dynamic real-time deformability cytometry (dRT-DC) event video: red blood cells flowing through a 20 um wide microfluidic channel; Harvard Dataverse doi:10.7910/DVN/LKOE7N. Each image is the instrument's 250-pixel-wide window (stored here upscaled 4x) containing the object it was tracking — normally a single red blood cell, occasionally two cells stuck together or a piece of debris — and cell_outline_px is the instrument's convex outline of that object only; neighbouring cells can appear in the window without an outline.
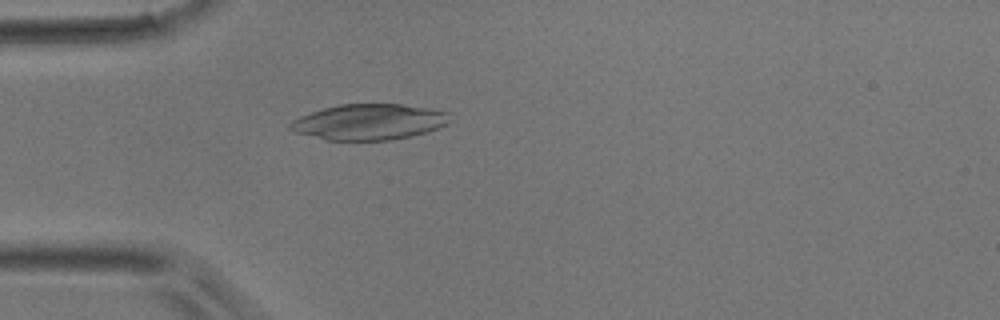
{"species": "common noctule bat (a hibernating species)", "species_latin": "Nyctalus noctula", "temperature_condition": "room temperature", "stored_images_in_passage": 50, "camera_frame_rate_fps": 3000, "um_per_image_px": 0.085, "animal": {"sex": "male", "body_mass_g": 17.9}, "frame": {"image": 1, "passage_image": 14, "time_ms": 4.333, "image_size_px": [1000, 320], "cell_outline_px": [[452, 120], [448, 124], [440, 128], [412, 136], [392, 140], [328, 140], [296, 132], [288, 128], [288, 124], [292, 120], [300, 116], [324, 108], [340, 104], [400, 104], [432, 108], [452, 112]], "centroid_in_image_um": [31.46, 10.36], "position_along_channel_um": 53.5, "area_um2": 33.64}}
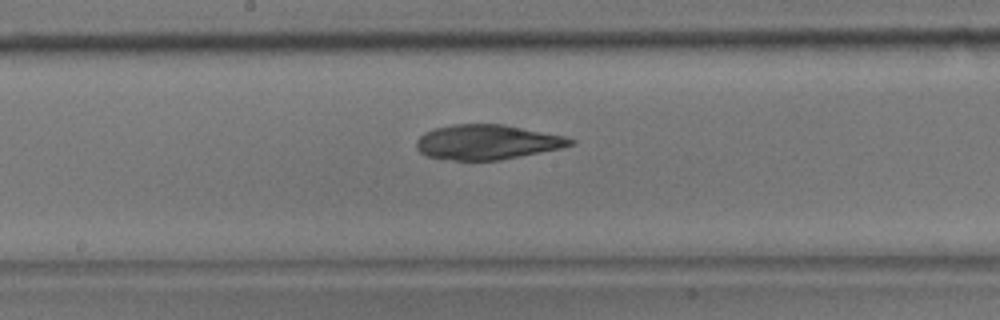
{"frame": {"image": 2, "passage_image": 26, "time_ms": 8.333, "image_size_px": [1000, 320], "cell_outline_px": [[576, 144], [564, 148], [500, 160], [452, 160], [428, 156], [420, 152], [416, 148], [416, 140], [424, 132], [432, 128], [452, 124], [504, 124], [564, 136], [576, 140]], "centroid_in_image_um": [41.42, 12.07], "position_along_channel_um": 206.8, "area_um2": 31.5}}
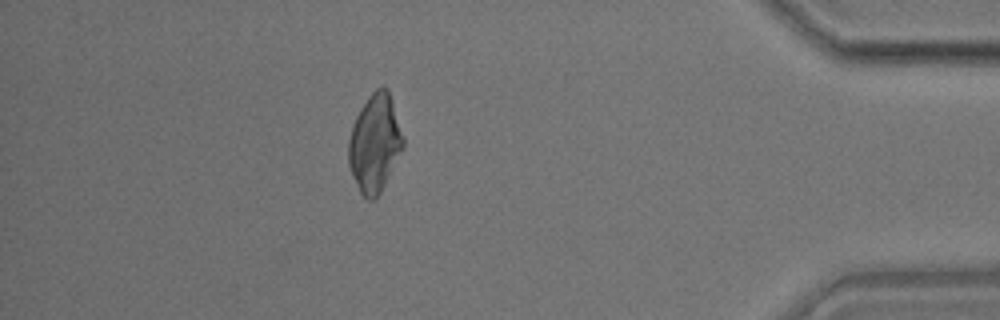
{"frame": {"image": 3, "passage_image": 44, "time_ms": 14.333, "image_size_px": [1000, 320], "cell_outline_px": [[404, 144], [376, 200], [368, 200], [360, 192], [352, 176], [348, 164], [348, 140], [352, 124], [360, 108], [368, 96], [380, 84], [384, 84], [388, 88], [404, 136]], "centroid_in_image_um": [31.84, 12.12], "position_along_channel_um": 403.4, "area_um2": 31.15}}